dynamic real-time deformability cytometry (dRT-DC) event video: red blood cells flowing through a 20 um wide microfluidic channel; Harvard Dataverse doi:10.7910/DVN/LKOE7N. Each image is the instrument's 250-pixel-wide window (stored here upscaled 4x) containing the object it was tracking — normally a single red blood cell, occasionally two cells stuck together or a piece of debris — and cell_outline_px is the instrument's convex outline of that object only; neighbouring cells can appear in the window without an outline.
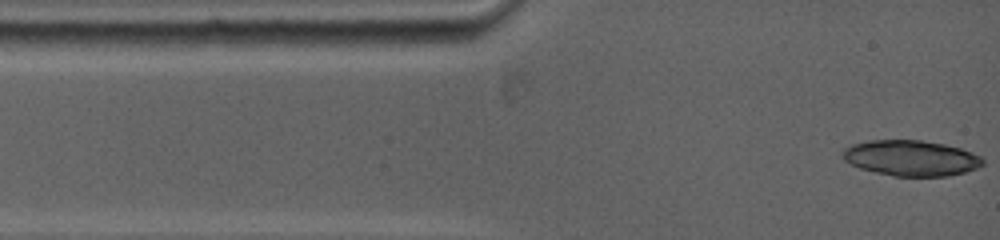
{"species": "common noctule bat (a hibernating species)", "species_latin": "Nyctalus noctula", "temperature_condition": "warm", "stored_images_in_passage": 2, "camera_frame_rate_fps": 5000, "um_per_image_px": 0.085, "animal": {"sex": "female", "body_mass_g": 19.0, "forearm_length_mm": 53.3}, "frame": {"image": 1, "passage_image": 1, "time_ms": 0.0, "image_size_px": [1000, 240], "cell_outline_px": [[984, 164], [976, 168], [964, 172], [944, 176], [896, 176], [876, 172], [860, 168], [844, 160], [844, 148], [852, 144], [868, 140], [920, 140], [944, 144], [960, 148], [972, 152], [980, 156], [984, 160]], "centroid_in_image_um": [77.45, 13.43], "position_along_channel_um": 7.5, "area_um2": 28.84}}